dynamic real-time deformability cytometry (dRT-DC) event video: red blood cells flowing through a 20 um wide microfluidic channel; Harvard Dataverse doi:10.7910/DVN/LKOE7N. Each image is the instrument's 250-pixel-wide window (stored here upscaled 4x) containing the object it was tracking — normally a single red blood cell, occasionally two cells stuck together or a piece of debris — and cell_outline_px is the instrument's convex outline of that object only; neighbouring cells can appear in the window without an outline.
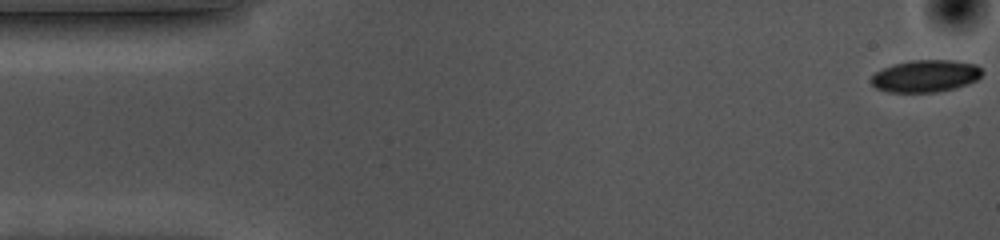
{"species": "common noctule bat (a hibernating species)", "species_latin": "Nyctalus noctula", "temperature_condition": "cold", "stored_images_in_passage": 55, "camera_frame_rate_fps": 3000, "um_per_image_px": 0.085, "animal": {"sex": "female", "body_mass_g": 10.0, "forearm_length_mm": 53.1}, "frame": {"image": 1, "passage_image": 1, "time_ms": 0.0, "image_size_px": [1000, 240], "cell_outline_px": [[980, 76], [976, 80], [952, 88], [932, 92], [892, 92], [876, 88], [872, 84], [872, 76], [876, 72], [884, 68], [896, 64], [916, 60], [948, 60], [972, 64], [980, 68]], "centroid_in_image_um": [78.63, 6.46], "position_along_channel_um": 6.4, "area_um2": 20.0}}
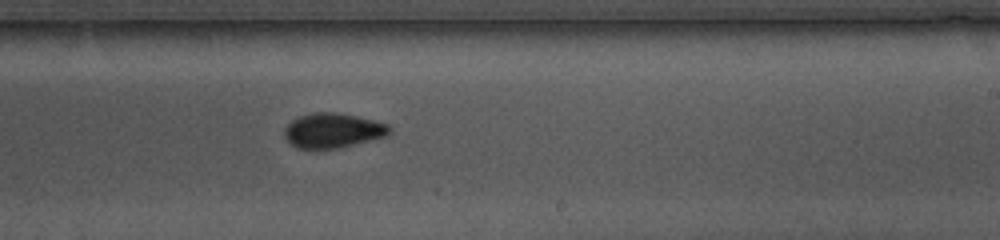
{"frame": {"image": 2, "passage_image": 32, "time_ms": 10.333, "image_size_px": [1000, 240], "cell_outline_px": [[388, 132], [384, 136], [336, 148], [300, 148], [292, 144], [288, 140], [284, 132], [288, 124], [292, 120], [300, 116], [320, 112], [328, 112], [352, 116], [372, 120], [388, 124]], "centroid_in_image_um": [28.24, 11.09], "position_along_channel_um": 260.8, "area_um2": 20.17}}
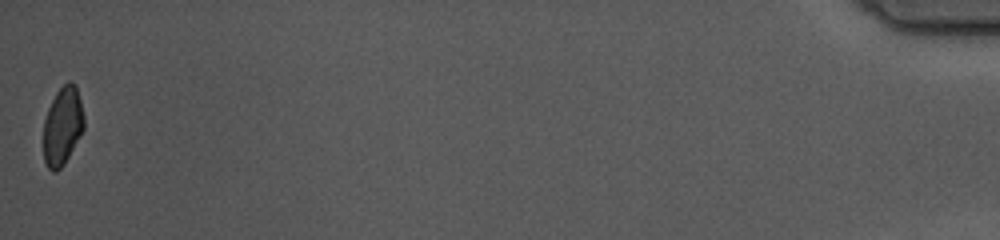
{"frame": {"image": 3, "passage_image": 55, "time_ms": 18.0, "image_size_px": [1000, 240], "cell_outline_px": [[84, 128], [64, 164], [56, 172], [52, 172], [48, 168], [44, 160], [44, 120], [48, 108], [56, 92], [68, 80], [76, 88], [80, 100], [84, 116]], "centroid_in_image_um": [5.31, 10.73], "position_along_channel_um": 429.9, "area_um2": 18.21}, "authors_computed_cell_mechanics": {"area_um2": 19.8832, "velocity_mm_per_s": 3.5706, "shape_relaxation_time_tau1_ms": 6.694, "shape_relaxation_time_tau2_ms": 2.8702, "deformation_change_tau1": 0.1325, "deformation_change_tau2": 0.0594}}